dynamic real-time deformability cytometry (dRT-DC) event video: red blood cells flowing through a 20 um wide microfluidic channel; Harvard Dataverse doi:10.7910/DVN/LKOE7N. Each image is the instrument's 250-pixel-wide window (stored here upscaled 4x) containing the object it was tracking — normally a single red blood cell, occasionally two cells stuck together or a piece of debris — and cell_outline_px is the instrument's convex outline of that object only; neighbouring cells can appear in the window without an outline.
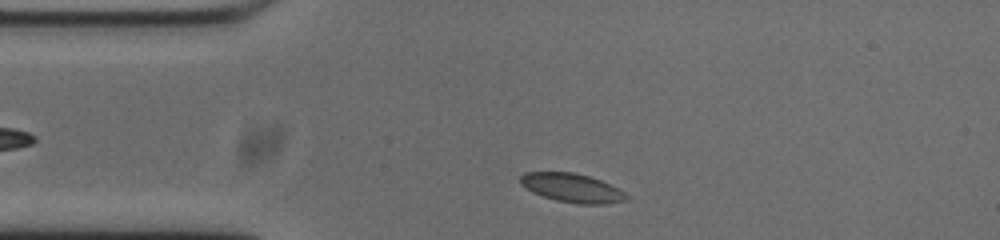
{"species": "common noctule bat (a hibernating species)", "species_latin": "Nyctalus noctula", "temperature_condition": "cold", "stored_images_in_passage": 46, "camera_frame_rate_fps": 3000, "um_per_image_px": 0.085, "animal": {"sex": "male", "body_mass_g": 20.0, "forearm_length_mm": 53.3}, "frame": {"image": 1, "passage_image": 3, "time_ms": 0.667, "image_size_px": [1000, 240], "cell_outline_px": [[628, 200], [608, 204], [580, 204], [556, 200], [532, 192], [520, 184], [520, 176], [524, 172], [572, 172], [588, 176], [600, 180], [624, 192], [628, 196]], "centroid_in_image_um": [48.61, 15.97], "position_along_channel_um": 36.4, "area_um2": 17.69}}
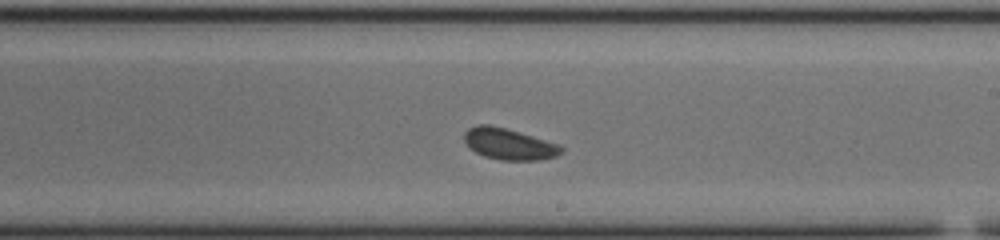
{"frame": {"image": 2, "passage_image": 22, "time_ms": 7.0, "image_size_px": [1000, 240], "cell_outline_px": [[564, 152], [556, 156], [540, 160], [500, 160], [484, 156], [468, 148], [464, 140], [464, 132], [468, 128], [476, 124], [488, 124], [504, 128], [560, 144], [564, 148]], "centroid_in_image_um": [43.25, 12.25], "position_along_channel_um": 245.7, "area_um2": 17.8}}
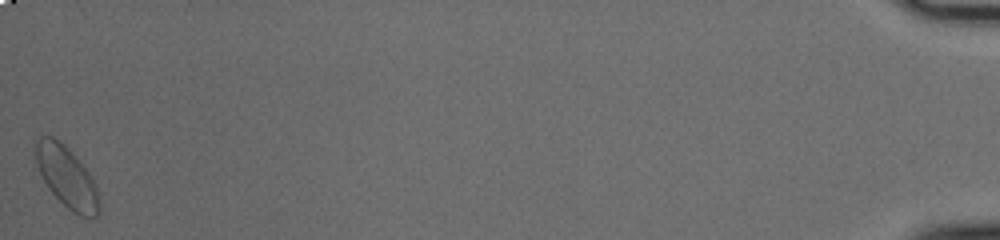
{"frame": {"image": 3, "passage_image": 46, "time_ms": 15.0, "image_size_px": [1000, 240], "cell_outline_px": [[100, 212], [96, 216], [80, 216], [72, 212], [48, 188], [36, 164], [36, 140], [40, 136], [52, 136], [64, 144], [72, 152], [88, 172], [100, 196]], "centroid_in_image_um": [5.68, 15.05], "position_along_channel_um": 429.5, "area_um2": 22.31}, "authors_computed_cell_mechanics": {"area_um2": 17.6868, "velocity_mm_per_s": 3.6736, "shape_relaxation_time_tau1_ms": 3.5165, "shape_relaxation_time_tau2_ms": 0.1257, "deformation_change_tau1": 0.1035, "deformation_change_tau2": 0.0346}}